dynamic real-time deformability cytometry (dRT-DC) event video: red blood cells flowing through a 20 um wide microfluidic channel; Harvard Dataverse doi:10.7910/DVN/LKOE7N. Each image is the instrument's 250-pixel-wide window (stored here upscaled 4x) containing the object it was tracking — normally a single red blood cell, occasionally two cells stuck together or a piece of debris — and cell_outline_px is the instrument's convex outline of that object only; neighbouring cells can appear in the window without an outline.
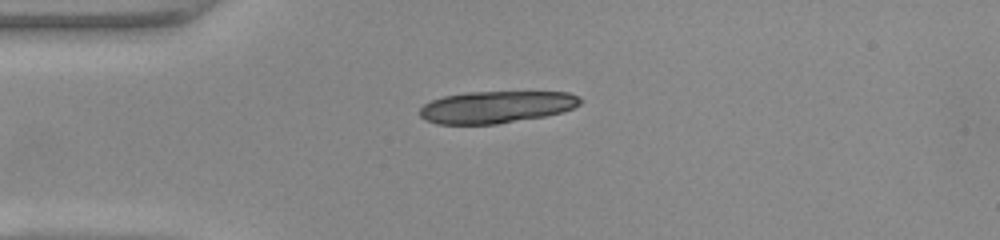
{"species": "common noctule bat (a hibernating species)", "species_latin": "Nyctalus noctula", "temperature_condition": "warm", "stored_images_in_passage": 37, "segment_of_instrument_passage": [1, 2], "camera_frame_rate_fps": 3000, "um_per_image_px": 0.085, "animal": {"sex": "female", "body_mass_g": 22.0, "forearm_length_mm": 56.7}, "frame": {"image": 1, "passage_image": 1, "time_ms": 0.0, "image_size_px": [1000, 240], "cell_outline_px": [[584, 100], [580, 104], [572, 108], [560, 112], [544, 116], [496, 124], [436, 124], [424, 120], [420, 116], [420, 108], [424, 104], [432, 100], [444, 96], [464, 92], [568, 92], [580, 96]], "centroid_in_image_um": [42.17, 9.09], "position_along_channel_um": 42.8, "area_um2": 30.0}}